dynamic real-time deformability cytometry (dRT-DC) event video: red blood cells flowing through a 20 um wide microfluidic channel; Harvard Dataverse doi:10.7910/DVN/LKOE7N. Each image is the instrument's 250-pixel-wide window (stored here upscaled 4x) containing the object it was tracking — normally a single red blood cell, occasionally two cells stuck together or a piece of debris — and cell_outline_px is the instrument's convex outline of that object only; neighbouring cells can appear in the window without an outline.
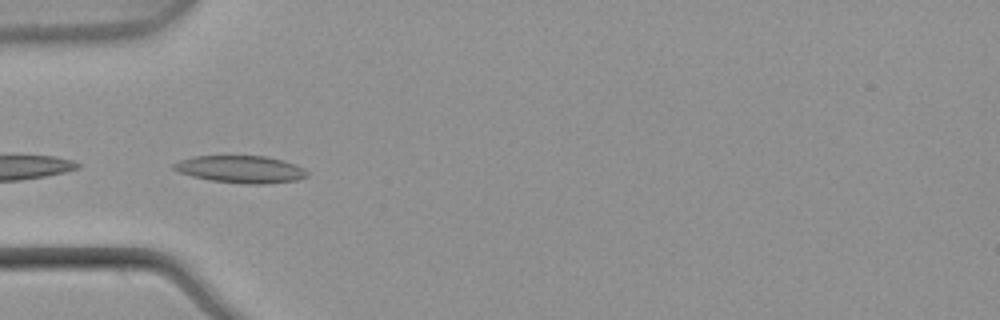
{"species": "common noctule bat (a hibernating species)", "species_latin": "Nyctalus noctula", "temperature_condition": "warm", "stored_images_in_passage": 4, "camera_frame_rate_fps": 3000, "um_per_image_px": 0.085, "animal": {"sex": "male", "body_mass_g": 21.5, "forearm_length_mm": 52.0}, "frame": {"image": 1, "passage_image": 4, "time_ms": 1.0, "image_size_px": [1000, 320], "cell_outline_px": [[308, 176], [296, 180], [264, 184], [244, 184], [212, 180], [192, 176], [180, 172], [172, 168], [172, 164], [180, 160], [192, 156], [268, 156], [284, 160], [296, 164], [304, 168], [308, 172]], "centroid_in_image_um": [20.49, 14.38], "position_along_channel_um": 64.5, "area_um2": 21.27}}